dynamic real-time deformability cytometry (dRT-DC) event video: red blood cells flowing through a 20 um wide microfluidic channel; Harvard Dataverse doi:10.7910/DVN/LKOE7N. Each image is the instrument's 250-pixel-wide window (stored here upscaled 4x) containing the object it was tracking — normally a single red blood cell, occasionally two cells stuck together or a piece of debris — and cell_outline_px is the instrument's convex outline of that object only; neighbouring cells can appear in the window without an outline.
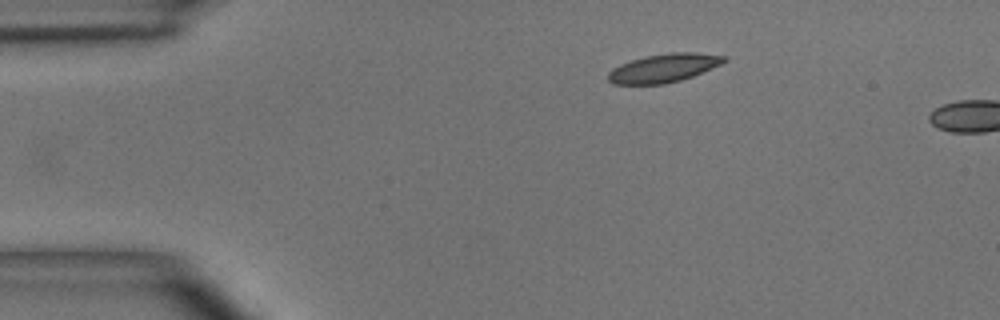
{"species": "common noctule bat (a hibernating species)", "species_latin": "Nyctalus noctula", "temperature_condition": "room temperature", "stored_images_in_passage": 3, "camera_frame_rate_fps": 3000, "um_per_image_px": 0.085, "animal": {"sex": "male", "body_mass_g": 15.6}, "frame": {"image": 1, "passage_image": 3, "time_ms": 2.333, "image_size_px": [1000, 320], "cell_outline_px": [[728, 60], [720, 64], [692, 76], [680, 80], [664, 84], [612, 84], [608, 80], [608, 72], [612, 68], [620, 64], [644, 56], [668, 52], [696, 52], [728, 56]], "centroid_in_image_um": [56.41, 5.77], "position_along_channel_um": 28.6, "area_um2": 19.31}}